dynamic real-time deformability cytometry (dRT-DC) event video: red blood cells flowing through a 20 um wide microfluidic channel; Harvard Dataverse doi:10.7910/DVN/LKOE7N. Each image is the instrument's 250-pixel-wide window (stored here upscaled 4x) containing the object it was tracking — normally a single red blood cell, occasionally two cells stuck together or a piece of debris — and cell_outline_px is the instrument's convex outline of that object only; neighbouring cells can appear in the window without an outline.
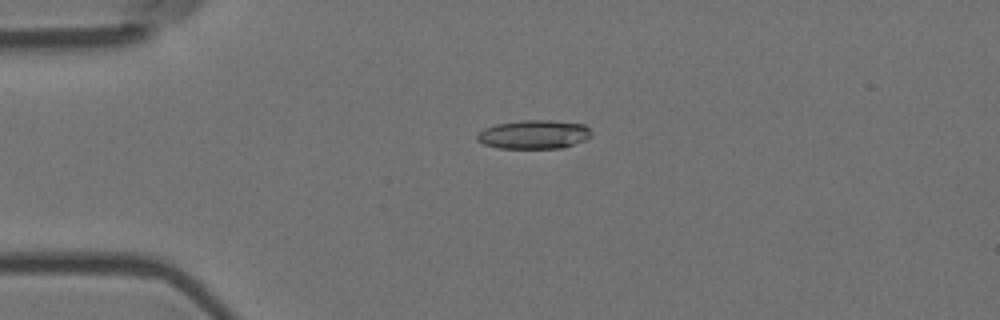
{"species": "Egyptian fruit bat (a non-hibernating species)", "species_latin": "Rousettus aegyptiacus", "temperature_condition": "room temperature", "stored_images_in_passage": 44, "camera_frame_rate_fps": 3000, "um_per_image_px": 0.085, "animal": {"sex": "female"}, "frame": {"image": 1, "passage_image": 2, "time_ms": 0.333, "image_size_px": [1000, 320], "cell_outline_px": [[592, 136], [584, 140], [564, 148], [500, 148], [484, 144], [476, 140], [476, 136], [484, 128], [496, 124], [520, 120], [548, 120], [584, 124], [592, 132]], "centroid_in_image_um": [45.39, 11.43], "position_along_channel_um": 39.6, "area_um2": 19.19}}
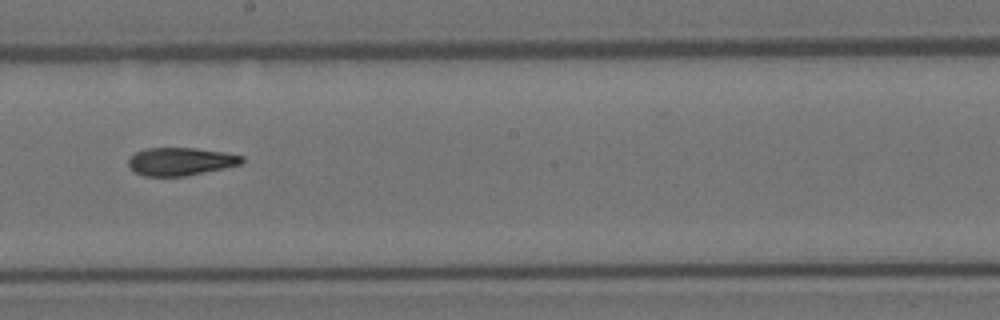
{"frame": {"image": 2, "passage_image": 20, "time_ms": 6.333, "image_size_px": [1000, 320], "cell_outline_px": [[244, 160], [240, 164], [224, 168], [184, 176], [144, 176], [136, 172], [128, 164], [128, 160], [136, 152], [148, 148], [196, 148], [224, 152], [244, 156]], "centroid_in_image_um": [15.37, 13.72], "position_along_channel_um": 232.8, "area_um2": 18.26}}
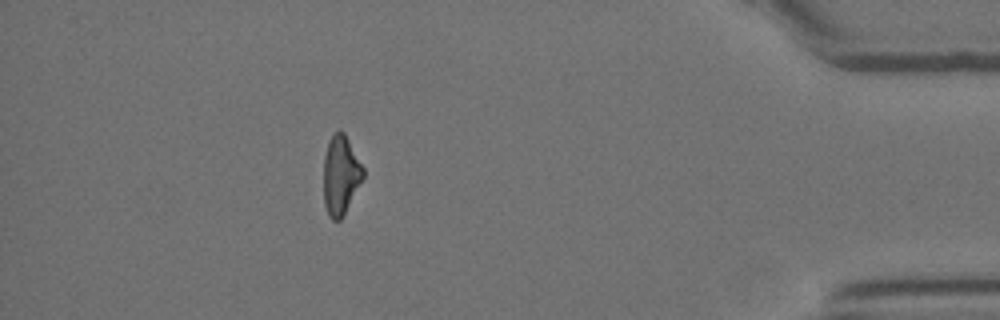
{"frame": {"image": 3, "passage_image": 38, "time_ms": 12.333, "image_size_px": [1000, 320], "cell_outline_px": [[364, 176], [340, 220], [332, 220], [328, 216], [324, 204], [324, 156], [328, 140], [340, 128], [344, 132], [364, 168]], "centroid_in_image_um": [28.94, 14.86], "position_along_channel_um": 406.3, "area_um2": 18.09}, "authors_computed_cell_mechanics": {"area_um2": 19.0451, "velocity_mm_per_s": 3.702, "shape_relaxation_time_tau1_ms": 6.7644, "shape_relaxation_time_tau2_ms": 3.5348, "deformation_change_tau1": 0.1699, "deformation_change_tau2": 0.1196}}